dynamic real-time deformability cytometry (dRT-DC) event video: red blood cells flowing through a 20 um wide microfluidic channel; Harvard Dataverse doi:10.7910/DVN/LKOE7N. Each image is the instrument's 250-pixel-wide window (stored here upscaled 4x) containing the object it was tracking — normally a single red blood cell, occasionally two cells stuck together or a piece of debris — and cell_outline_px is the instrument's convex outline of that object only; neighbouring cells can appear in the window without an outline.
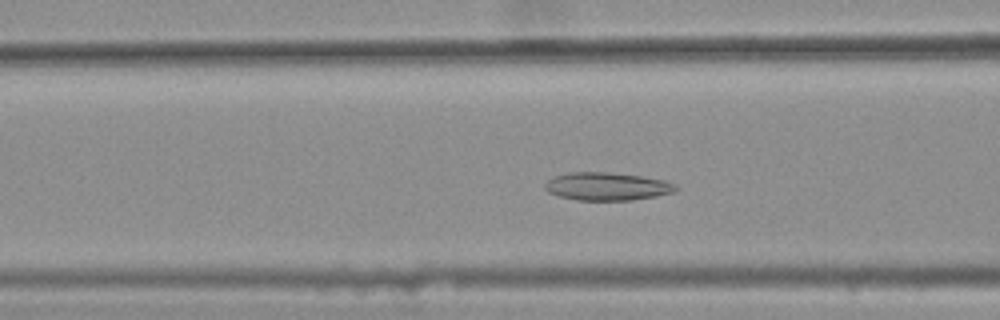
{"species": "common noctule bat (a hibernating species)", "species_latin": "Nyctalus noctula", "temperature_condition": "warm", "stored_images_in_passage": 42, "camera_frame_rate_fps": 3000, "um_per_image_px": 0.085, "animal": {"sex": "female", "body_mass_g": 25.1}, "frame": {"image": 1, "passage_image": 18, "time_ms": 5.667, "image_size_px": [1000, 320], "cell_outline_px": [[680, 188], [672, 192], [656, 196], [632, 200], [576, 200], [560, 196], [548, 192], [544, 188], [544, 184], [552, 176], [568, 172], [604, 172], [640, 176], [664, 180], [676, 184]], "centroid_in_image_um": [51.57, 15.84], "position_along_channel_um": 115.0, "area_um2": 21.33}}
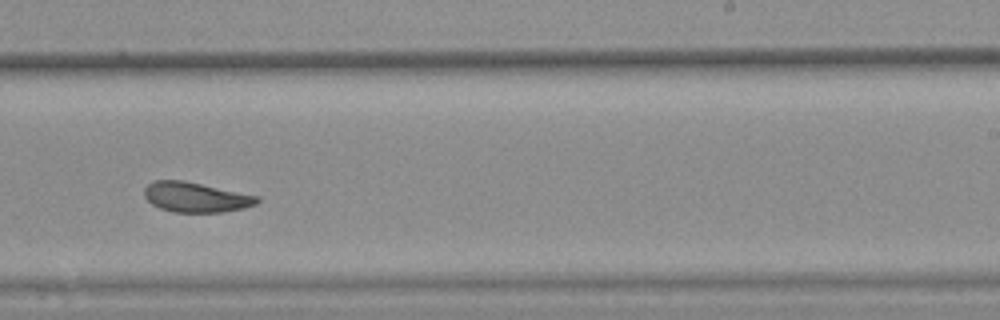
{"frame": {"image": 2, "passage_image": 31, "time_ms": 10.0, "image_size_px": [1000, 320], "cell_outline_px": [[260, 200], [256, 204], [244, 208], [224, 212], [176, 212], [160, 208], [152, 204], [144, 196], [144, 188], [152, 180], [184, 180], [260, 196]], "centroid_in_image_um": [16.66, 16.75], "position_along_channel_um": 272.3, "area_um2": 19.83}}
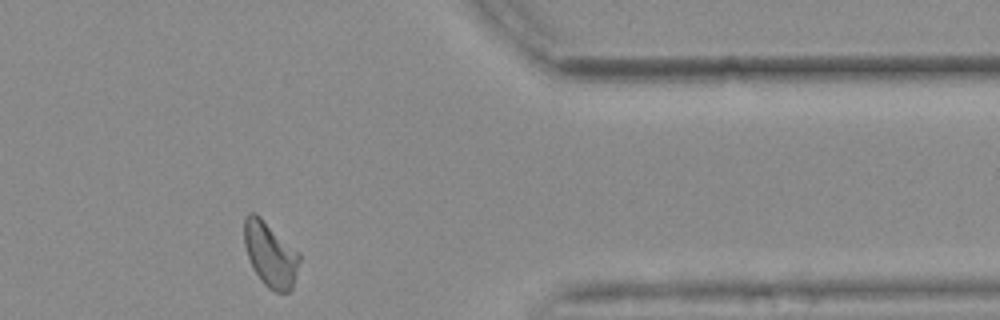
{"frame": {"image": 3, "passage_image": 42, "time_ms": 13.667, "image_size_px": [1000, 320], "cell_outline_px": [[300, 260], [292, 292], [276, 292], [268, 288], [264, 284], [252, 268], [244, 244], [244, 216], [248, 212], [256, 212], [300, 252]], "centroid_in_image_um": [22.99, 21.6], "position_along_channel_um": 388.4, "area_um2": 21.27}, "authors_computed_cell_mechanics": {"area_um2": 20.9814, "velocity_mm_per_s": 3.6369, "shape_relaxation_time_tau1_ms": null, "shape_relaxation_time_tau2_ms": 2.8396, "deformation_change_tau1": null, "deformation_change_tau2": 0.0915}}